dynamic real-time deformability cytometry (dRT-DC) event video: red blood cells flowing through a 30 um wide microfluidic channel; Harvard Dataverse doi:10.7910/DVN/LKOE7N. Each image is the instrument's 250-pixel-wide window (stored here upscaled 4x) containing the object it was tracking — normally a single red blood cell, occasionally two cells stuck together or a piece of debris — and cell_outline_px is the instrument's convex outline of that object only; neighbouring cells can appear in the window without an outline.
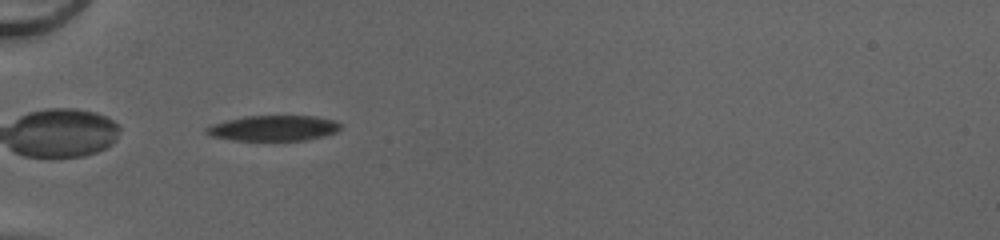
{"species": "common noctule bat (a hibernating species)", "species_latin": "Nyctalus noctula", "temperature_condition": "cold", "stored_images_in_passage": 35, "camera_frame_rate_fps": 3000, "um_per_image_px": 0.085, "animal": {"sex": "female", "body_mass_g": 20.0, "forearm_length_mm": 54.0}, "frame": {"image": 1, "passage_image": 1, "time_ms": 0.0, "image_size_px": [1000, 240], "cell_outline_px": [[340, 128], [332, 132], [320, 136], [304, 140], [236, 140], [212, 136], [204, 128], [228, 120], [248, 116], [312, 116], [332, 120], [340, 124]], "centroid_in_image_um": [23.24, 10.89], "position_along_channel_um": 61.8, "area_um2": 19.13}}
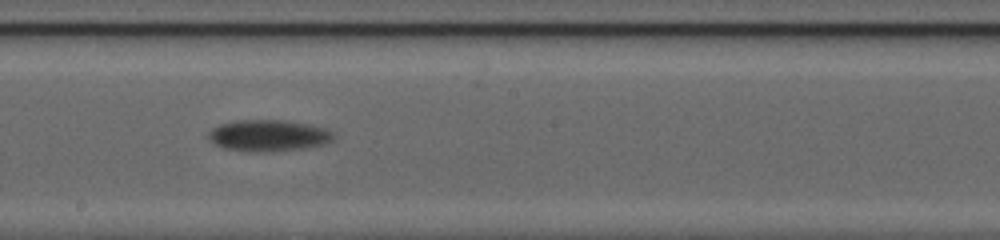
{"frame": {"image": 2, "passage_image": 14, "time_ms": 4.333, "image_size_px": [1000, 240], "cell_outline_px": [[332, 140], [324, 144], [304, 148], [272, 152], [244, 152], [224, 148], [216, 144], [208, 136], [220, 124], [240, 120], [280, 120], [304, 124], [324, 128], [332, 132]], "centroid_in_image_um": [22.82, 11.55], "position_along_channel_um": 225.4, "area_um2": 22.48}}
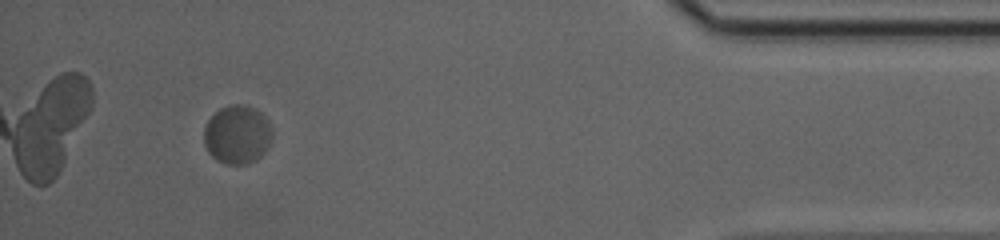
{"frame": {"image": 3, "passage_image": 32, "time_ms": 10.333, "image_size_px": [1000, 240], "cell_outline_px": [[272, 136], [264, 152], [256, 160], [244, 164], [228, 164], [216, 160], [208, 152], [204, 144], [204, 128], [208, 120], [220, 108], [232, 104], [244, 104], [260, 112], [268, 120], [272, 128]], "centroid_in_image_um": [20.16, 11.43], "position_along_channel_um": 415.0, "area_um2": 23.24}, "authors_computed_cell_mechanics": {"area_um2": 22.1374, "velocity_mm_per_s": 4.0099, "shape_relaxation_time_tau1_ms": 6.1048, "shape_relaxation_time_tau2_ms": null, "deformation_change_tau1": 0.1116, "deformation_change_tau2": null}}